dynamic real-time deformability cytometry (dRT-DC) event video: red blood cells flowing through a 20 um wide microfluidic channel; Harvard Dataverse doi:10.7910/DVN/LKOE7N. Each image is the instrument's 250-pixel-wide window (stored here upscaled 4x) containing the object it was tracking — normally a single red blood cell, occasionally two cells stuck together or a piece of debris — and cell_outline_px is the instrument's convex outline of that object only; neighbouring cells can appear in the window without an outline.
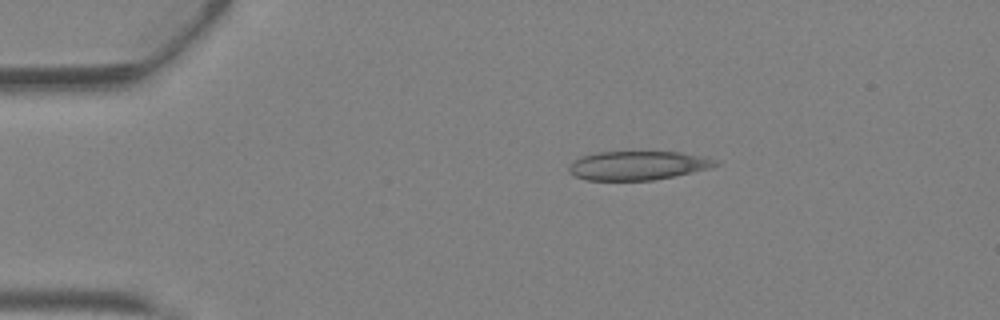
{"species": "Egyptian fruit bat (a non-hibernating species)", "species_latin": "Rousettus aegyptiacus", "temperature_condition": "warm", "stored_images_in_passage": 29, "camera_frame_rate_fps": 3000, "um_per_image_px": 0.085, "animal": {"sex": "female"}, "frame": {"image": 1, "passage_image": 1, "time_ms": 0.0, "image_size_px": [1000, 320], "cell_outline_px": [[720, 164], [708, 168], [692, 172], [652, 180], [584, 180], [568, 172], [568, 168], [576, 160], [584, 156], [596, 152], [680, 152], [700, 156], [716, 160]], "centroid_in_image_um": [54.19, 14.07], "position_along_channel_um": 30.8, "area_um2": 24.28}}
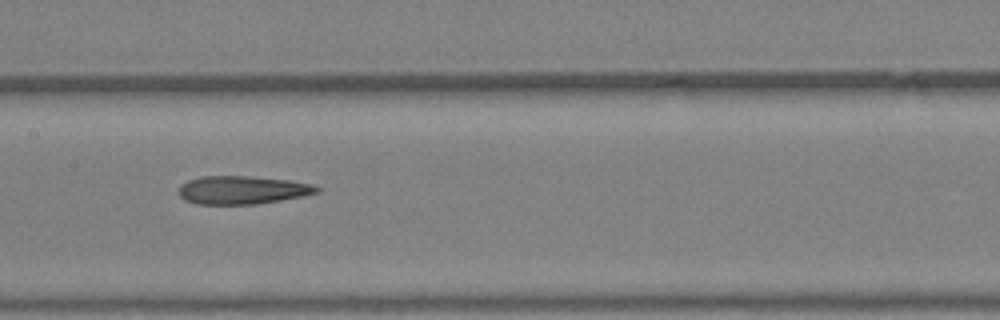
{"frame": {"image": 2, "passage_image": 14, "time_ms": 4.333, "image_size_px": [1000, 320], "cell_outline_px": [[320, 192], [304, 196], [256, 204], [196, 204], [184, 200], [180, 196], [180, 184], [188, 180], [200, 176], [248, 176], [288, 180], [312, 184], [320, 188]], "centroid_in_image_um": [20.59, 16.15], "position_along_channel_um": 186.8, "area_um2": 22.72}}
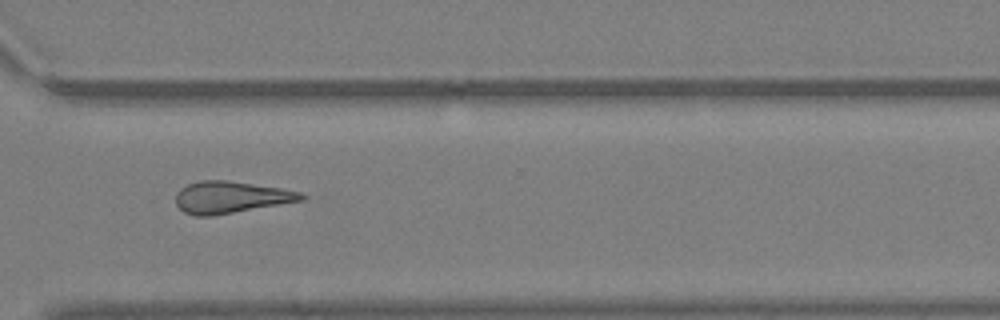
{"frame": {"image": 3, "passage_image": 24, "time_ms": 7.667, "image_size_px": [1000, 320], "cell_outline_px": [[308, 196], [304, 200], [208, 216], [196, 216], [184, 212], [176, 204], [176, 192], [180, 188], [188, 184], [200, 180], [228, 180], [280, 188], [300, 192]], "centroid_in_image_um": [19.59, 16.75], "position_along_channel_um": 351.0, "area_um2": 23.06}, "authors_computed_cell_mechanics": {"area_um2": 23.0622, "velocity_mm_per_s": 4.9392, "shape_relaxation_time_tau1_ms": null, "shape_relaxation_time_tau2_ms": 3.8682, "deformation_change_tau1": null, "deformation_change_tau2": 0.1683}}